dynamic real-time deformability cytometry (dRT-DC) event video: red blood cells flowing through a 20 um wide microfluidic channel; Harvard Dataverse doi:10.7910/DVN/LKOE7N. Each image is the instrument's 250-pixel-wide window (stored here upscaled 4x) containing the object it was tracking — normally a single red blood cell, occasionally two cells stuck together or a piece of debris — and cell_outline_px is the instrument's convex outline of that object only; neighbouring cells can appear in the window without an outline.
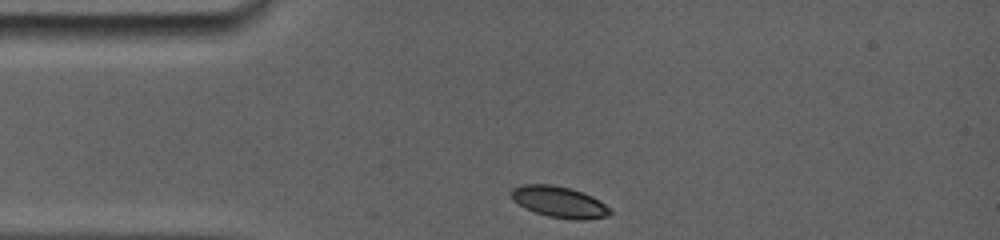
{"species": "common noctule bat (a hibernating species)", "species_latin": "Nyctalus noctula", "temperature_condition": "room temperature", "stored_images_in_passage": 6, "camera_frame_rate_fps": 5000, "um_per_image_px": 0.085, "animal": {"sex": "female", "body_mass_g": 19.0, "forearm_length_mm": 56.7}, "frame": {"image": 1, "passage_image": 1, "time_ms": 0.0, "image_size_px": [1000, 240], "cell_outline_px": [[612, 212], [608, 216], [584, 220], [580, 220], [548, 216], [524, 208], [512, 200], [508, 192], [512, 188], [520, 184], [552, 184], [572, 188], [584, 192], [600, 200], [612, 208]], "centroid_in_image_um": [47.53, 17.14], "position_along_channel_um": 37.5, "area_um2": 18.38}}
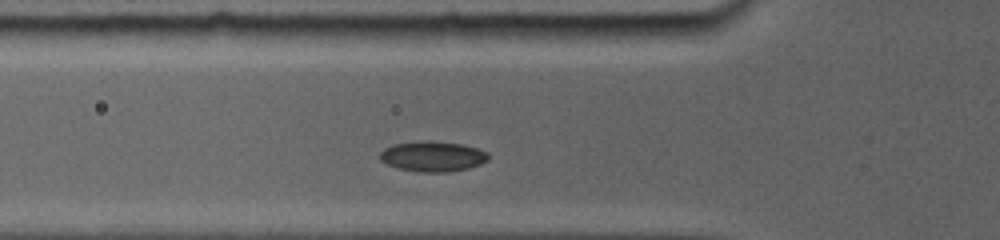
{"frame": {"image": 2, "passage_image": 4, "time_ms": 2.0, "image_size_px": [1000, 240], "cell_outline_px": [[488, 160], [480, 164], [468, 168], [448, 172], [420, 172], [400, 168], [388, 164], [380, 160], [380, 152], [384, 148], [396, 144], [460, 144], [476, 148], [488, 152]], "centroid_in_image_um": [36.81, 13.35], "position_along_channel_um": 89.0, "area_um2": 17.98}}
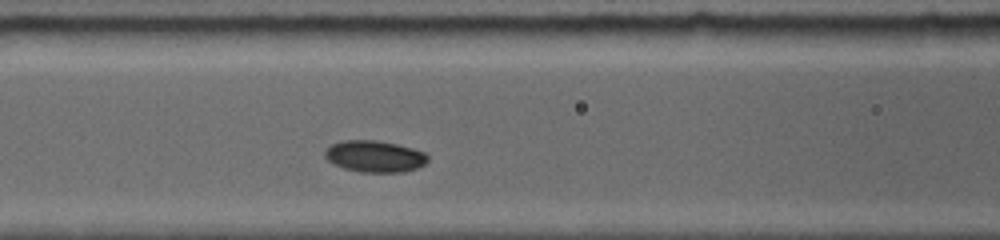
{"frame": {"image": 3, "passage_image": 6, "time_ms": 3.2, "image_size_px": [1000, 240], "cell_outline_px": [[428, 160], [424, 164], [416, 168], [404, 172], [360, 172], [344, 168], [332, 164], [324, 156], [324, 152], [332, 144], [348, 140], [372, 140], [396, 144], [412, 148], [424, 152], [428, 156]], "centroid_in_image_um": [31.84, 13.3], "position_along_channel_um": 134.8, "area_um2": 18.79}}